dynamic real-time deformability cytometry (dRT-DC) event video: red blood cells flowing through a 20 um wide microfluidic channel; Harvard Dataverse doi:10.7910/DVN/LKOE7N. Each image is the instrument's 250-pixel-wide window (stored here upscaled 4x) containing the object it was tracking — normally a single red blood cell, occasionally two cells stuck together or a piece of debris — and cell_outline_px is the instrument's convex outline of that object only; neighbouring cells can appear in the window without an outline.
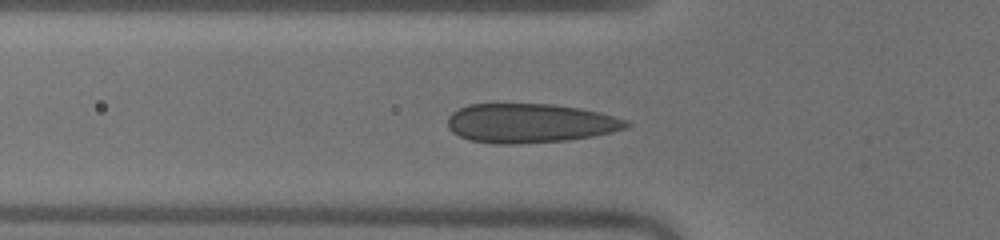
{"species": "human", "species_latin": "Homo sapiens", "temperature_condition": "warm", "stored_images_in_passage": 45, "camera_frame_rate_fps": 3000, "um_per_image_px": 0.085, "donor": {"sex": "male"}, "frame": {"image": 1, "passage_image": 11, "time_ms": 3.333, "image_size_px": [1000, 240], "cell_outline_px": [[632, 124], [628, 128], [612, 132], [592, 136], [564, 140], [512, 144], [496, 144], [468, 140], [452, 132], [448, 128], [448, 116], [452, 112], [468, 104], [552, 104], [580, 108], [600, 112], [624, 120]], "centroid_in_image_um": [45.02, 10.47], "position_along_channel_um": 80.8, "area_um2": 40.75}}
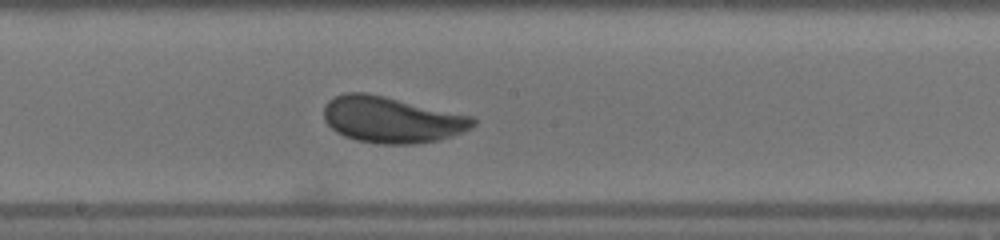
{"frame": {"image": 2, "passage_image": 21, "time_ms": 6.667, "image_size_px": [1000, 240], "cell_outline_px": [[476, 124], [472, 128], [436, 140], [416, 144], [380, 144], [356, 140], [344, 136], [336, 132], [324, 120], [324, 104], [328, 100], [344, 92], [368, 92], [472, 116], [476, 120]], "centroid_in_image_um": [33.25, 10.16], "position_along_channel_um": 214.9, "area_um2": 40.17}}
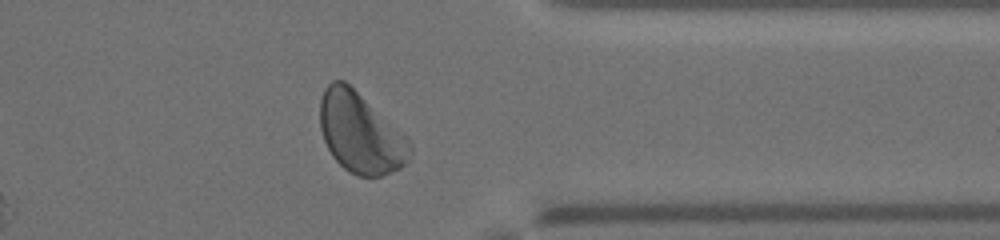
{"frame": {"image": 3, "passage_image": 34, "time_ms": 11.0, "image_size_px": [1000, 240], "cell_outline_px": [[412, 156], [400, 168], [380, 176], [356, 176], [348, 172], [332, 156], [324, 140], [320, 128], [320, 100], [324, 88], [332, 80], [344, 80], [404, 132], [408, 136], [412, 144]], "centroid_in_image_um": [30.66, 11.3], "position_along_channel_um": 380.7, "area_um2": 42.48}, "authors_computed_cell_mechanics": {"area_um2": 40.749, "velocity_mm_per_s": 4.0235, "shape_relaxation_time_tau1_ms": 2.2471, "shape_relaxation_time_tau2_ms": null, "deformation_change_tau1": 0.1033, "deformation_change_tau2": null}}